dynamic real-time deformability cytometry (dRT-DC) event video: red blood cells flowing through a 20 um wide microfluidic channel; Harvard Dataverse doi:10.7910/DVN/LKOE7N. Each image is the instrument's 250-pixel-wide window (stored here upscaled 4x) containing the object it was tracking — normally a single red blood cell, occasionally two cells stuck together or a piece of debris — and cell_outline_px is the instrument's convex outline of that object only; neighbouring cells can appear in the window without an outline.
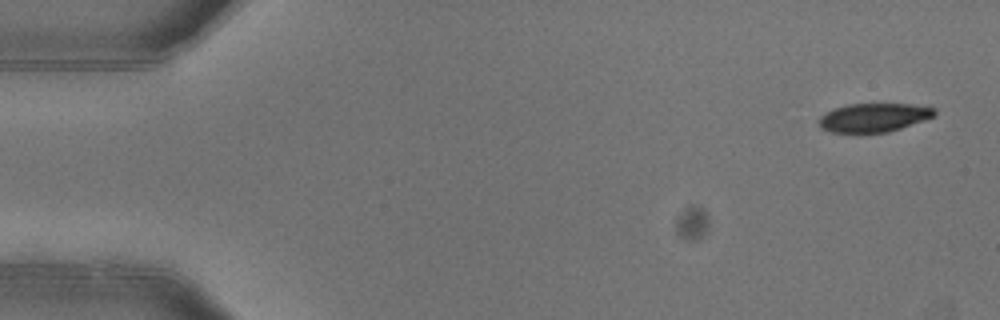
{"species": "common noctule bat (a hibernating species)", "species_latin": "Nyctalus noctula", "temperature_condition": "warm", "stored_images_in_passage": 4, "camera_frame_rate_fps": 3000, "um_per_image_px": 0.085, "animal": {"sex": "female"}, "frame": {"image": 1, "passage_image": 1, "time_ms": 0.0, "image_size_px": [1000, 320], "cell_outline_px": [[936, 116], [888, 132], [832, 132], [820, 128], [816, 120], [824, 112], [848, 104], [912, 104], [936, 108]], "centroid_in_image_um": [74.25, 9.98], "position_along_channel_um": 10.8, "area_um2": 19.36}}
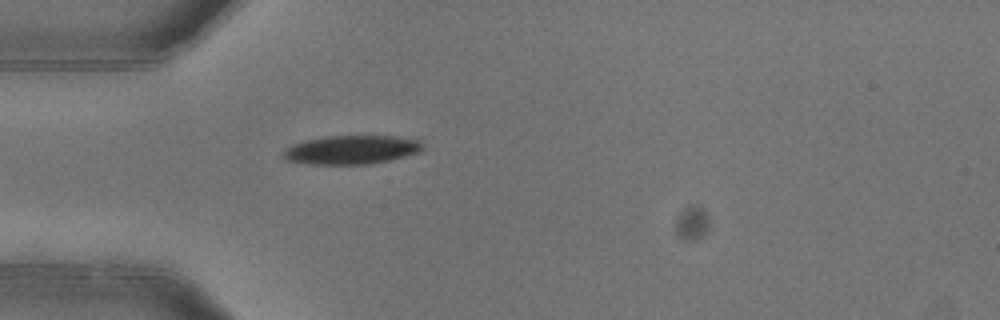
{"frame": {"image": 2, "passage_image": 4, "time_ms": 1.0, "image_size_px": [1000, 320], "cell_outline_px": [[424, 148], [420, 152], [388, 160], [368, 164], [308, 164], [284, 160], [280, 152], [284, 148], [292, 144], [304, 140], [328, 136], [392, 136], [420, 140], [424, 144]], "centroid_in_image_um": [29.82, 12.73], "position_along_channel_um": 55.2, "area_um2": 23.58}}